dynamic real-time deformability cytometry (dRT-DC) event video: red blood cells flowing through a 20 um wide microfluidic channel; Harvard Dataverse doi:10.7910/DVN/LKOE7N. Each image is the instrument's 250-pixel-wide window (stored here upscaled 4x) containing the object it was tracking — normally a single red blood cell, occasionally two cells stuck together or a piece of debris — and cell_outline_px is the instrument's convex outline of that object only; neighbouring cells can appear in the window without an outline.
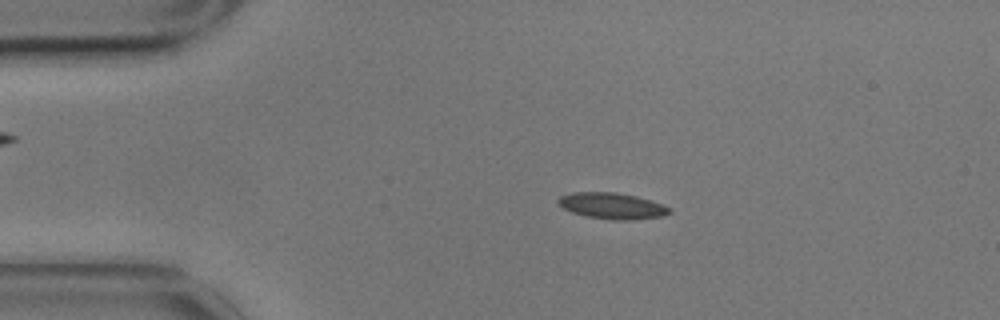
{"species": "common noctule bat (a hibernating species)", "species_latin": "Nyctalus noctula", "temperature_condition": "cold", "stored_images_in_passage": 57, "camera_frame_rate_fps": 3000, "um_per_image_px": 0.085, "animal": {"sex": "male", "body_mass_g": 17.9}, "frame": {"image": 1, "passage_image": 11, "time_ms": 3.333, "image_size_px": [1000, 320], "cell_outline_px": [[672, 212], [664, 216], [632, 220], [612, 220], [588, 216], [572, 212], [564, 208], [556, 200], [560, 196], [572, 192], [616, 192], [636, 196], [672, 208]], "centroid_in_image_um": [52.04, 17.5], "position_along_channel_um": 33.0, "area_um2": 16.88}}
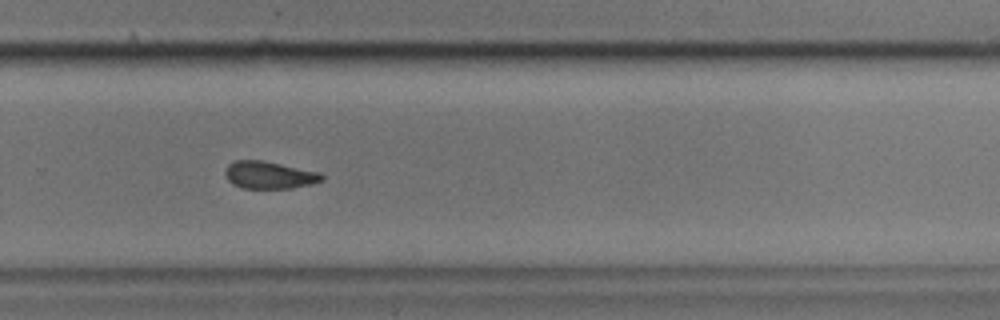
{"frame": {"image": 2, "passage_image": 38, "time_ms": 12.333, "image_size_px": [1000, 320], "cell_outline_px": [[324, 180], [292, 188], [244, 188], [232, 184], [224, 176], [224, 172], [228, 164], [236, 160], [264, 160], [320, 172], [324, 176]], "centroid_in_image_um": [22.86, 14.86], "position_along_channel_um": 306.9, "area_um2": 15.49}}
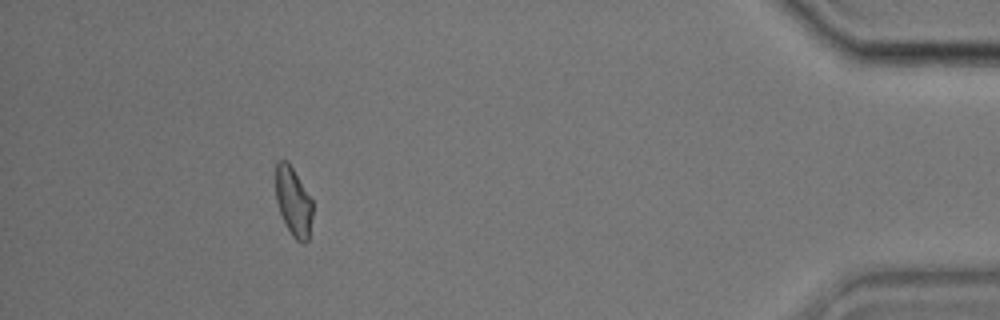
{"frame": {"image": 3, "passage_image": 52, "time_ms": 17.0, "image_size_px": [1000, 320], "cell_outline_px": [[312, 216], [308, 240], [304, 244], [300, 244], [292, 236], [280, 212], [276, 200], [276, 160], [288, 160], [312, 200]], "centroid_in_image_um": [24.94, 17.14], "position_along_channel_um": 410.3, "area_um2": 14.8}, "authors_computed_cell_mechanics": {"area_um2": 16.0106, "velocity_mm_per_s": 3.4766, "shape_relaxation_time_tau1_ms": 8.5208, "shape_relaxation_time_tau2_ms": 5.1806, "deformation_change_tau1": 0.1403, "deformation_change_tau2": 0.1049}}